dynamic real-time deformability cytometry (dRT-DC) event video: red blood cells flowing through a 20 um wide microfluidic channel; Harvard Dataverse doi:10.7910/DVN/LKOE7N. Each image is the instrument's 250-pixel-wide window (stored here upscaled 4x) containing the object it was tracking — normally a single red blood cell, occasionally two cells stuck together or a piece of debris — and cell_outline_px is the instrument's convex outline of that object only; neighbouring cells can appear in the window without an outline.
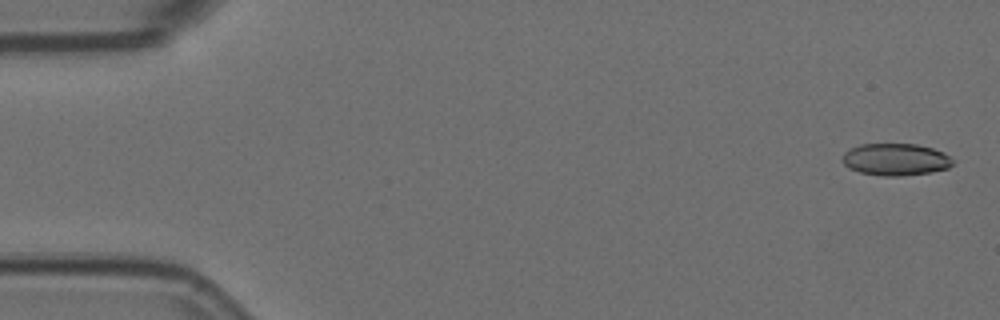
{"species": "Egyptian fruit bat (a non-hibernating species)", "species_latin": "Rousettus aegyptiacus", "temperature_condition": "room temperature", "stored_images_in_passage": 5, "camera_frame_rate_fps": 3000, "um_per_image_px": 0.085, "animal": {"sex": "female"}, "frame": {"image": 1, "passage_image": 1, "time_ms": 0.0, "image_size_px": [1000, 320], "cell_outline_px": [[952, 164], [948, 168], [932, 172], [900, 176], [884, 176], [860, 172], [848, 168], [844, 164], [844, 152], [848, 148], [860, 144], [916, 144], [932, 148], [944, 152], [952, 160]], "centroid_in_image_um": [76.11, 13.55], "position_along_channel_um": 8.9, "area_um2": 20.58}}
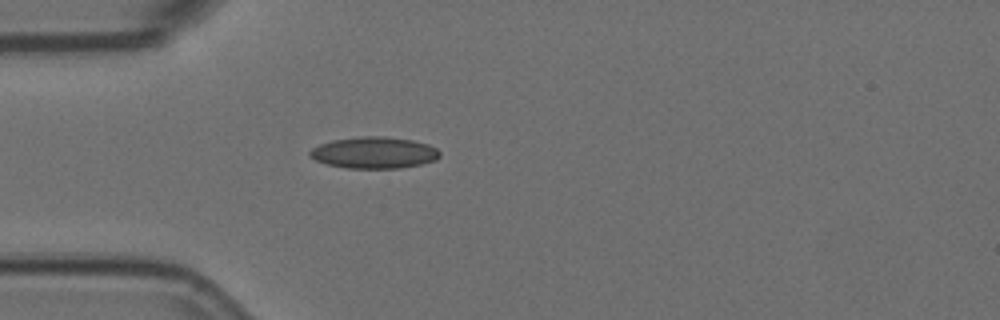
{"frame": {"image": 2, "passage_image": 5, "time_ms": 1.333, "image_size_px": [1000, 320], "cell_outline_px": [[440, 156], [436, 160], [420, 164], [400, 168], [348, 168], [328, 164], [316, 160], [308, 156], [308, 152], [312, 148], [320, 144], [332, 140], [360, 136], [384, 136], [412, 140], [428, 144], [436, 148], [440, 152]], "centroid_in_image_um": [31.79, 12.97], "position_along_channel_um": 53.2, "area_um2": 23.87}}